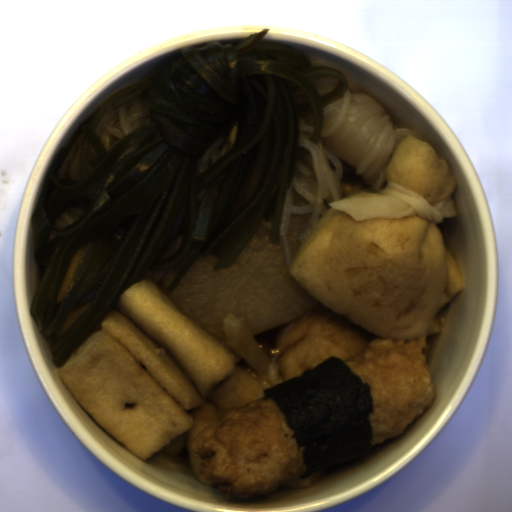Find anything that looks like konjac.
I'll return each mask as SVG.
<instances>
[{"label": "konjac", "mask_w": 512, "mask_h": 512, "mask_svg": "<svg viewBox=\"0 0 512 512\" xmlns=\"http://www.w3.org/2000/svg\"><path fill=\"white\" fill-rule=\"evenodd\" d=\"M317 144L308 139L315 127L299 125L297 156L279 225V247L287 269L295 259L287 234L291 215L310 214L298 239V251L328 213L330 202L345 198V175L360 177L372 193L387 187L385 169L408 135L428 142L421 131L392 122L386 109L367 93H351L323 108Z\"/></svg>", "instance_id": "1"}, {"label": "konjac", "mask_w": 512, "mask_h": 512, "mask_svg": "<svg viewBox=\"0 0 512 512\" xmlns=\"http://www.w3.org/2000/svg\"><path fill=\"white\" fill-rule=\"evenodd\" d=\"M152 122L148 108L141 104L138 95L107 111L94 129L108 151L126 135L138 128L152 125Z\"/></svg>", "instance_id": "2"}, {"label": "konjac", "mask_w": 512, "mask_h": 512, "mask_svg": "<svg viewBox=\"0 0 512 512\" xmlns=\"http://www.w3.org/2000/svg\"><path fill=\"white\" fill-rule=\"evenodd\" d=\"M98 157L83 134L76 132L68 143L67 152L61 163L59 172L65 177L82 180L90 173L88 162Z\"/></svg>", "instance_id": "3"}, {"label": "konjac", "mask_w": 512, "mask_h": 512, "mask_svg": "<svg viewBox=\"0 0 512 512\" xmlns=\"http://www.w3.org/2000/svg\"><path fill=\"white\" fill-rule=\"evenodd\" d=\"M320 97H324L332 90H334L339 82L338 78L333 76H321L317 79L312 80Z\"/></svg>", "instance_id": "4"}]
</instances>
